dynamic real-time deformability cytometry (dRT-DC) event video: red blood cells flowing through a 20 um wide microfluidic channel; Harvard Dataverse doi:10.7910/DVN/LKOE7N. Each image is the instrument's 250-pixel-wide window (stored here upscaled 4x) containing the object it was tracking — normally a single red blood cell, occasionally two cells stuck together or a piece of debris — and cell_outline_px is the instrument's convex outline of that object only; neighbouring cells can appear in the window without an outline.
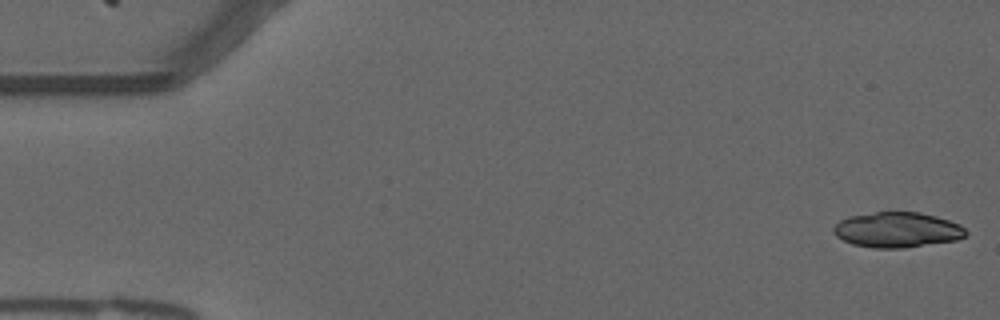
{"species": "common noctule bat (a hibernating species)", "species_latin": "Nyctalus noctula", "temperature_condition": "warm", "stored_images_in_passage": 25, "camera_frame_rate_fps": 3000, "um_per_image_px": 0.085, "animal": {"sex": "male", "forearm_length_mm": 52.5}, "frame": {"image": 1, "passage_image": 1, "time_ms": 0.0, "image_size_px": [1000, 320], "cell_outline_px": [[968, 232], [964, 236], [956, 240], [904, 248], [872, 248], [852, 244], [836, 236], [832, 232], [832, 228], [840, 220], [852, 216], [876, 212], [920, 212], [936, 216], [960, 224]], "centroid_in_image_um": [76.26, 19.54], "position_along_channel_um": 8.7, "area_um2": 27.17}}